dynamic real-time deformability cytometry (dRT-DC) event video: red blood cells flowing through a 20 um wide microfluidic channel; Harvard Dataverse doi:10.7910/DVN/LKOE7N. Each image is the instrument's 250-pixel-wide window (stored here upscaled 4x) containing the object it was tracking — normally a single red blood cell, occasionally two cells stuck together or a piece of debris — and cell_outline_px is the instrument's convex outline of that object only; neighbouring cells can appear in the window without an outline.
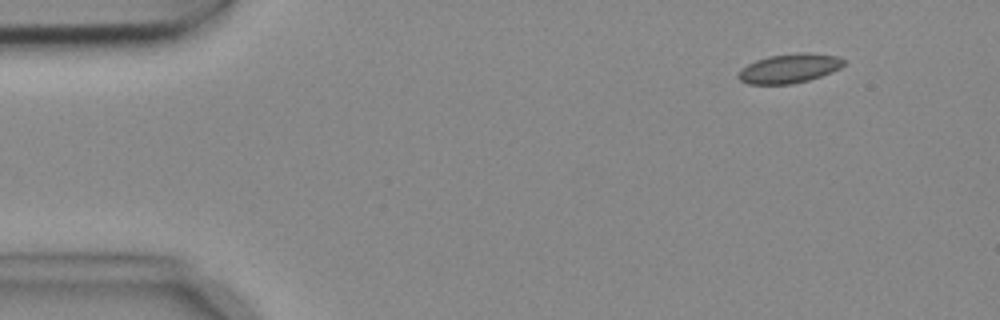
{"species": "common noctule bat (a hibernating species)", "species_latin": "Nyctalus noctula", "temperature_condition": "cold", "stored_images_in_passage": 9, "camera_frame_rate_fps": 3000, "um_per_image_px": 0.085, "animal": {"sex": "female", "body_mass_g": 18.4}, "frame": {"image": 1, "passage_image": 1, "time_ms": 0.0, "image_size_px": [1000, 320], "cell_outline_px": [[844, 64], [840, 68], [832, 72], [808, 80], [792, 84], [748, 84], [740, 80], [736, 76], [748, 64], [756, 60], [768, 56], [800, 52], [808, 52], [840, 56], [844, 60]], "centroid_in_image_um": [67.12, 5.8], "position_along_channel_um": 17.9, "area_um2": 17.98}}
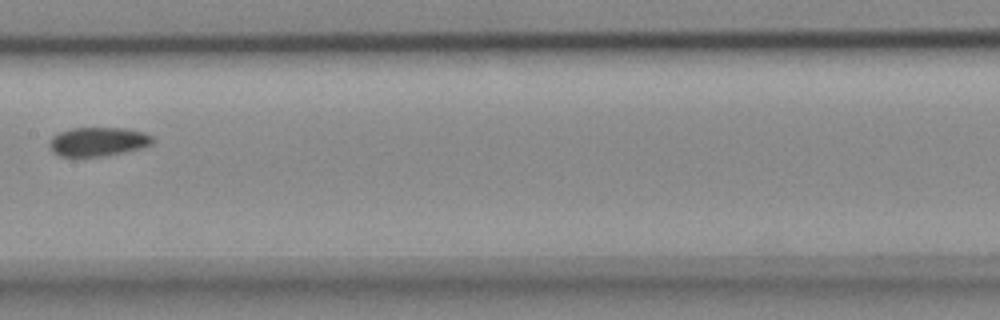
{"frame": {"image": 2, "passage_image": 7, "time_ms": 2.0, "image_size_px": [1000, 320], "cell_outline_px": [[156, 140], [152, 144], [144, 148], [124, 152], [100, 156], [60, 156], [52, 152], [48, 144], [48, 140], [52, 136], [60, 132], [72, 128], [124, 128], [144, 132], [152, 136]], "centroid_in_image_um": [8.34, 12.04], "position_along_channel_um": 199.1, "area_um2": 17.57}}
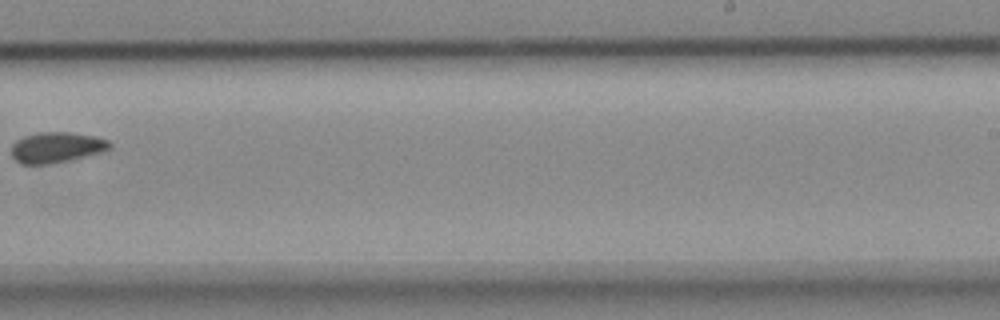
{"frame": {"image": 3, "passage_image": 9, "time_ms": 2.667, "image_size_px": [1000, 320], "cell_outline_px": [[112, 148], [100, 152], [72, 160], [48, 164], [20, 164], [12, 156], [12, 144], [16, 140], [24, 136], [40, 132], [68, 132], [96, 136], [108, 140], [112, 144]], "centroid_in_image_um": [4.81, 12.53], "position_along_channel_um": 284.2, "area_um2": 17.63}}